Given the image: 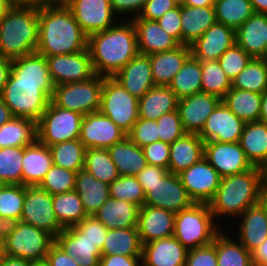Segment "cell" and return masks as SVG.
<instances>
[{
	"mask_svg": "<svg viewBox=\"0 0 267 266\" xmlns=\"http://www.w3.org/2000/svg\"><path fill=\"white\" fill-rule=\"evenodd\" d=\"M46 57L34 52L12 60L7 84L0 95L14 117L38 121L53 94Z\"/></svg>",
	"mask_w": 267,
	"mask_h": 266,
	"instance_id": "obj_1",
	"label": "cell"
},
{
	"mask_svg": "<svg viewBox=\"0 0 267 266\" xmlns=\"http://www.w3.org/2000/svg\"><path fill=\"white\" fill-rule=\"evenodd\" d=\"M87 48L94 73L113 77L139 53L132 20L89 35Z\"/></svg>",
	"mask_w": 267,
	"mask_h": 266,
	"instance_id": "obj_2",
	"label": "cell"
},
{
	"mask_svg": "<svg viewBox=\"0 0 267 266\" xmlns=\"http://www.w3.org/2000/svg\"><path fill=\"white\" fill-rule=\"evenodd\" d=\"M88 36L69 8H39L37 53L47 57L87 49Z\"/></svg>",
	"mask_w": 267,
	"mask_h": 266,
	"instance_id": "obj_3",
	"label": "cell"
},
{
	"mask_svg": "<svg viewBox=\"0 0 267 266\" xmlns=\"http://www.w3.org/2000/svg\"><path fill=\"white\" fill-rule=\"evenodd\" d=\"M261 172L253 167L240 174L221 177L220 185L208 203L214 218L239 217L247 208L260 202Z\"/></svg>",
	"mask_w": 267,
	"mask_h": 266,
	"instance_id": "obj_4",
	"label": "cell"
},
{
	"mask_svg": "<svg viewBox=\"0 0 267 266\" xmlns=\"http://www.w3.org/2000/svg\"><path fill=\"white\" fill-rule=\"evenodd\" d=\"M39 8L13 6L0 21V54L11 60L37 51Z\"/></svg>",
	"mask_w": 267,
	"mask_h": 266,
	"instance_id": "obj_5",
	"label": "cell"
},
{
	"mask_svg": "<svg viewBox=\"0 0 267 266\" xmlns=\"http://www.w3.org/2000/svg\"><path fill=\"white\" fill-rule=\"evenodd\" d=\"M210 207L205 203H193L176 213L173 236L187 249L211 244L221 232Z\"/></svg>",
	"mask_w": 267,
	"mask_h": 266,
	"instance_id": "obj_6",
	"label": "cell"
},
{
	"mask_svg": "<svg viewBox=\"0 0 267 266\" xmlns=\"http://www.w3.org/2000/svg\"><path fill=\"white\" fill-rule=\"evenodd\" d=\"M103 84L104 76L95 74L85 81L56 85L50 101L84 116L99 111Z\"/></svg>",
	"mask_w": 267,
	"mask_h": 266,
	"instance_id": "obj_7",
	"label": "cell"
},
{
	"mask_svg": "<svg viewBox=\"0 0 267 266\" xmlns=\"http://www.w3.org/2000/svg\"><path fill=\"white\" fill-rule=\"evenodd\" d=\"M138 101L113 77L104 76L99 111L126 134L139 119Z\"/></svg>",
	"mask_w": 267,
	"mask_h": 266,
	"instance_id": "obj_8",
	"label": "cell"
},
{
	"mask_svg": "<svg viewBox=\"0 0 267 266\" xmlns=\"http://www.w3.org/2000/svg\"><path fill=\"white\" fill-rule=\"evenodd\" d=\"M83 115L55 106L51 101L37 121V140L46 146L79 139Z\"/></svg>",
	"mask_w": 267,
	"mask_h": 266,
	"instance_id": "obj_9",
	"label": "cell"
},
{
	"mask_svg": "<svg viewBox=\"0 0 267 266\" xmlns=\"http://www.w3.org/2000/svg\"><path fill=\"white\" fill-rule=\"evenodd\" d=\"M53 243L54 237L50 233L20 221L4 240V254L30 262L43 261Z\"/></svg>",
	"mask_w": 267,
	"mask_h": 266,
	"instance_id": "obj_10",
	"label": "cell"
},
{
	"mask_svg": "<svg viewBox=\"0 0 267 266\" xmlns=\"http://www.w3.org/2000/svg\"><path fill=\"white\" fill-rule=\"evenodd\" d=\"M21 222L50 233L54 238L64 229L53 210V195L39 186H25Z\"/></svg>",
	"mask_w": 267,
	"mask_h": 266,
	"instance_id": "obj_11",
	"label": "cell"
},
{
	"mask_svg": "<svg viewBox=\"0 0 267 266\" xmlns=\"http://www.w3.org/2000/svg\"><path fill=\"white\" fill-rule=\"evenodd\" d=\"M141 186L145 192L144 205L178 213L194 203L177 174L168 172L155 184Z\"/></svg>",
	"mask_w": 267,
	"mask_h": 266,
	"instance_id": "obj_12",
	"label": "cell"
},
{
	"mask_svg": "<svg viewBox=\"0 0 267 266\" xmlns=\"http://www.w3.org/2000/svg\"><path fill=\"white\" fill-rule=\"evenodd\" d=\"M46 60L54 86L85 81L95 75L88 48L73 54L47 56Z\"/></svg>",
	"mask_w": 267,
	"mask_h": 266,
	"instance_id": "obj_13",
	"label": "cell"
},
{
	"mask_svg": "<svg viewBox=\"0 0 267 266\" xmlns=\"http://www.w3.org/2000/svg\"><path fill=\"white\" fill-rule=\"evenodd\" d=\"M178 175L194 203L208 204L214 197L221 181L219 173L204 157Z\"/></svg>",
	"mask_w": 267,
	"mask_h": 266,
	"instance_id": "obj_14",
	"label": "cell"
},
{
	"mask_svg": "<svg viewBox=\"0 0 267 266\" xmlns=\"http://www.w3.org/2000/svg\"><path fill=\"white\" fill-rule=\"evenodd\" d=\"M204 158L221 177L240 174L254 167L239 142H205Z\"/></svg>",
	"mask_w": 267,
	"mask_h": 266,
	"instance_id": "obj_15",
	"label": "cell"
},
{
	"mask_svg": "<svg viewBox=\"0 0 267 266\" xmlns=\"http://www.w3.org/2000/svg\"><path fill=\"white\" fill-rule=\"evenodd\" d=\"M127 134L100 111L83 116L79 140L85 148L108 149Z\"/></svg>",
	"mask_w": 267,
	"mask_h": 266,
	"instance_id": "obj_16",
	"label": "cell"
},
{
	"mask_svg": "<svg viewBox=\"0 0 267 266\" xmlns=\"http://www.w3.org/2000/svg\"><path fill=\"white\" fill-rule=\"evenodd\" d=\"M74 19L87 35L104 31L117 23L109 0H73L69 7Z\"/></svg>",
	"mask_w": 267,
	"mask_h": 266,
	"instance_id": "obj_17",
	"label": "cell"
},
{
	"mask_svg": "<svg viewBox=\"0 0 267 266\" xmlns=\"http://www.w3.org/2000/svg\"><path fill=\"white\" fill-rule=\"evenodd\" d=\"M245 124L221 101L198 135L204 142H239Z\"/></svg>",
	"mask_w": 267,
	"mask_h": 266,
	"instance_id": "obj_18",
	"label": "cell"
},
{
	"mask_svg": "<svg viewBox=\"0 0 267 266\" xmlns=\"http://www.w3.org/2000/svg\"><path fill=\"white\" fill-rule=\"evenodd\" d=\"M221 101L220 97L204 92L179 99L177 110L185 131L198 134Z\"/></svg>",
	"mask_w": 267,
	"mask_h": 266,
	"instance_id": "obj_19",
	"label": "cell"
},
{
	"mask_svg": "<svg viewBox=\"0 0 267 266\" xmlns=\"http://www.w3.org/2000/svg\"><path fill=\"white\" fill-rule=\"evenodd\" d=\"M236 43V30L216 22L190 45L191 55L199 61L218 60Z\"/></svg>",
	"mask_w": 267,
	"mask_h": 266,
	"instance_id": "obj_20",
	"label": "cell"
},
{
	"mask_svg": "<svg viewBox=\"0 0 267 266\" xmlns=\"http://www.w3.org/2000/svg\"><path fill=\"white\" fill-rule=\"evenodd\" d=\"M176 213L143 205L138 213V233L142 245L157 239L172 237L174 234Z\"/></svg>",
	"mask_w": 267,
	"mask_h": 266,
	"instance_id": "obj_21",
	"label": "cell"
},
{
	"mask_svg": "<svg viewBox=\"0 0 267 266\" xmlns=\"http://www.w3.org/2000/svg\"><path fill=\"white\" fill-rule=\"evenodd\" d=\"M188 250L174 237L144 244L141 266H185Z\"/></svg>",
	"mask_w": 267,
	"mask_h": 266,
	"instance_id": "obj_22",
	"label": "cell"
},
{
	"mask_svg": "<svg viewBox=\"0 0 267 266\" xmlns=\"http://www.w3.org/2000/svg\"><path fill=\"white\" fill-rule=\"evenodd\" d=\"M113 78L131 95L141 98L155 85L149 55L138 53Z\"/></svg>",
	"mask_w": 267,
	"mask_h": 266,
	"instance_id": "obj_23",
	"label": "cell"
},
{
	"mask_svg": "<svg viewBox=\"0 0 267 266\" xmlns=\"http://www.w3.org/2000/svg\"><path fill=\"white\" fill-rule=\"evenodd\" d=\"M131 20L135 26L140 54L150 55L170 51L181 45L173 36L162 29L157 21L146 20L140 16Z\"/></svg>",
	"mask_w": 267,
	"mask_h": 266,
	"instance_id": "obj_24",
	"label": "cell"
},
{
	"mask_svg": "<svg viewBox=\"0 0 267 266\" xmlns=\"http://www.w3.org/2000/svg\"><path fill=\"white\" fill-rule=\"evenodd\" d=\"M54 242L67 255L77 259L80 266H99L101 250L75 226L63 229Z\"/></svg>",
	"mask_w": 267,
	"mask_h": 266,
	"instance_id": "obj_25",
	"label": "cell"
},
{
	"mask_svg": "<svg viewBox=\"0 0 267 266\" xmlns=\"http://www.w3.org/2000/svg\"><path fill=\"white\" fill-rule=\"evenodd\" d=\"M236 43L252 58H267V14L250 16L236 30Z\"/></svg>",
	"mask_w": 267,
	"mask_h": 266,
	"instance_id": "obj_26",
	"label": "cell"
},
{
	"mask_svg": "<svg viewBox=\"0 0 267 266\" xmlns=\"http://www.w3.org/2000/svg\"><path fill=\"white\" fill-rule=\"evenodd\" d=\"M239 242L253 253L267 239V209L259 202L247 208L240 216Z\"/></svg>",
	"mask_w": 267,
	"mask_h": 266,
	"instance_id": "obj_27",
	"label": "cell"
},
{
	"mask_svg": "<svg viewBox=\"0 0 267 266\" xmlns=\"http://www.w3.org/2000/svg\"><path fill=\"white\" fill-rule=\"evenodd\" d=\"M204 141L196 133H186L170 144L168 171L180 174L204 157Z\"/></svg>",
	"mask_w": 267,
	"mask_h": 266,
	"instance_id": "obj_28",
	"label": "cell"
},
{
	"mask_svg": "<svg viewBox=\"0 0 267 266\" xmlns=\"http://www.w3.org/2000/svg\"><path fill=\"white\" fill-rule=\"evenodd\" d=\"M52 165V154L48 146L36 140L24 147L22 185L39 186Z\"/></svg>",
	"mask_w": 267,
	"mask_h": 266,
	"instance_id": "obj_29",
	"label": "cell"
},
{
	"mask_svg": "<svg viewBox=\"0 0 267 266\" xmlns=\"http://www.w3.org/2000/svg\"><path fill=\"white\" fill-rule=\"evenodd\" d=\"M190 55V46L183 44L170 51L150 54L154 84L168 86Z\"/></svg>",
	"mask_w": 267,
	"mask_h": 266,
	"instance_id": "obj_30",
	"label": "cell"
},
{
	"mask_svg": "<svg viewBox=\"0 0 267 266\" xmlns=\"http://www.w3.org/2000/svg\"><path fill=\"white\" fill-rule=\"evenodd\" d=\"M139 206L109 197L93 215L108 229L137 227Z\"/></svg>",
	"mask_w": 267,
	"mask_h": 266,
	"instance_id": "obj_31",
	"label": "cell"
},
{
	"mask_svg": "<svg viewBox=\"0 0 267 266\" xmlns=\"http://www.w3.org/2000/svg\"><path fill=\"white\" fill-rule=\"evenodd\" d=\"M216 22L214 6H181L182 44L190 46Z\"/></svg>",
	"mask_w": 267,
	"mask_h": 266,
	"instance_id": "obj_32",
	"label": "cell"
},
{
	"mask_svg": "<svg viewBox=\"0 0 267 266\" xmlns=\"http://www.w3.org/2000/svg\"><path fill=\"white\" fill-rule=\"evenodd\" d=\"M74 190L80 196L87 216H93L110 197L109 184L97 180L84 169L76 173Z\"/></svg>",
	"mask_w": 267,
	"mask_h": 266,
	"instance_id": "obj_33",
	"label": "cell"
},
{
	"mask_svg": "<svg viewBox=\"0 0 267 266\" xmlns=\"http://www.w3.org/2000/svg\"><path fill=\"white\" fill-rule=\"evenodd\" d=\"M178 100L169 86L154 85L139 98V118L157 120L163 114L177 110Z\"/></svg>",
	"mask_w": 267,
	"mask_h": 266,
	"instance_id": "obj_34",
	"label": "cell"
},
{
	"mask_svg": "<svg viewBox=\"0 0 267 266\" xmlns=\"http://www.w3.org/2000/svg\"><path fill=\"white\" fill-rule=\"evenodd\" d=\"M120 176H136L148 164L143 149L127 136L108 148Z\"/></svg>",
	"mask_w": 267,
	"mask_h": 266,
	"instance_id": "obj_35",
	"label": "cell"
},
{
	"mask_svg": "<svg viewBox=\"0 0 267 266\" xmlns=\"http://www.w3.org/2000/svg\"><path fill=\"white\" fill-rule=\"evenodd\" d=\"M239 144L250 163L260 167L267 160V125L261 121L247 122Z\"/></svg>",
	"mask_w": 267,
	"mask_h": 266,
	"instance_id": "obj_36",
	"label": "cell"
},
{
	"mask_svg": "<svg viewBox=\"0 0 267 266\" xmlns=\"http://www.w3.org/2000/svg\"><path fill=\"white\" fill-rule=\"evenodd\" d=\"M142 247L137 227L108 229L101 254L141 256Z\"/></svg>",
	"mask_w": 267,
	"mask_h": 266,
	"instance_id": "obj_37",
	"label": "cell"
},
{
	"mask_svg": "<svg viewBox=\"0 0 267 266\" xmlns=\"http://www.w3.org/2000/svg\"><path fill=\"white\" fill-rule=\"evenodd\" d=\"M37 140V122L30 118L13 117L0 127V149L26 147Z\"/></svg>",
	"mask_w": 267,
	"mask_h": 266,
	"instance_id": "obj_38",
	"label": "cell"
},
{
	"mask_svg": "<svg viewBox=\"0 0 267 266\" xmlns=\"http://www.w3.org/2000/svg\"><path fill=\"white\" fill-rule=\"evenodd\" d=\"M222 101L245 123L259 121L262 94L231 88Z\"/></svg>",
	"mask_w": 267,
	"mask_h": 266,
	"instance_id": "obj_39",
	"label": "cell"
},
{
	"mask_svg": "<svg viewBox=\"0 0 267 266\" xmlns=\"http://www.w3.org/2000/svg\"><path fill=\"white\" fill-rule=\"evenodd\" d=\"M201 61L190 55L174 76L169 88L178 99L201 92Z\"/></svg>",
	"mask_w": 267,
	"mask_h": 266,
	"instance_id": "obj_40",
	"label": "cell"
},
{
	"mask_svg": "<svg viewBox=\"0 0 267 266\" xmlns=\"http://www.w3.org/2000/svg\"><path fill=\"white\" fill-rule=\"evenodd\" d=\"M53 210L64 229L76 226L87 217L80 196L75 190L53 195Z\"/></svg>",
	"mask_w": 267,
	"mask_h": 266,
	"instance_id": "obj_41",
	"label": "cell"
},
{
	"mask_svg": "<svg viewBox=\"0 0 267 266\" xmlns=\"http://www.w3.org/2000/svg\"><path fill=\"white\" fill-rule=\"evenodd\" d=\"M216 254L217 266H254L252 253L223 231L216 236Z\"/></svg>",
	"mask_w": 267,
	"mask_h": 266,
	"instance_id": "obj_42",
	"label": "cell"
},
{
	"mask_svg": "<svg viewBox=\"0 0 267 266\" xmlns=\"http://www.w3.org/2000/svg\"><path fill=\"white\" fill-rule=\"evenodd\" d=\"M232 88L262 94L267 90V58H252L231 81Z\"/></svg>",
	"mask_w": 267,
	"mask_h": 266,
	"instance_id": "obj_43",
	"label": "cell"
},
{
	"mask_svg": "<svg viewBox=\"0 0 267 266\" xmlns=\"http://www.w3.org/2000/svg\"><path fill=\"white\" fill-rule=\"evenodd\" d=\"M216 21L237 30L255 12L250 0H215Z\"/></svg>",
	"mask_w": 267,
	"mask_h": 266,
	"instance_id": "obj_44",
	"label": "cell"
},
{
	"mask_svg": "<svg viewBox=\"0 0 267 266\" xmlns=\"http://www.w3.org/2000/svg\"><path fill=\"white\" fill-rule=\"evenodd\" d=\"M49 149L54 165L74 172L83 169L86 148L79 139L60 142Z\"/></svg>",
	"mask_w": 267,
	"mask_h": 266,
	"instance_id": "obj_45",
	"label": "cell"
},
{
	"mask_svg": "<svg viewBox=\"0 0 267 266\" xmlns=\"http://www.w3.org/2000/svg\"><path fill=\"white\" fill-rule=\"evenodd\" d=\"M83 169L107 184L120 176L108 149L86 148Z\"/></svg>",
	"mask_w": 267,
	"mask_h": 266,
	"instance_id": "obj_46",
	"label": "cell"
},
{
	"mask_svg": "<svg viewBox=\"0 0 267 266\" xmlns=\"http://www.w3.org/2000/svg\"><path fill=\"white\" fill-rule=\"evenodd\" d=\"M201 69V92L213 94L222 99L232 88V84L219 61H201Z\"/></svg>",
	"mask_w": 267,
	"mask_h": 266,
	"instance_id": "obj_47",
	"label": "cell"
},
{
	"mask_svg": "<svg viewBox=\"0 0 267 266\" xmlns=\"http://www.w3.org/2000/svg\"><path fill=\"white\" fill-rule=\"evenodd\" d=\"M24 147L0 149V179L5 184H22Z\"/></svg>",
	"mask_w": 267,
	"mask_h": 266,
	"instance_id": "obj_48",
	"label": "cell"
},
{
	"mask_svg": "<svg viewBox=\"0 0 267 266\" xmlns=\"http://www.w3.org/2000/svg\"><path fill=\"white\" fill-rule=\"evenodd\" d=\"M110 197L130 201L139 207L145 202V192L136 176H119L109 184Z\"/></svg>",
	"mask_w": 267,
	"mask_h": 266,
	"instance_id": "obj_49",
	"label": "cell"
},
{
	"mask_svg": "<svg viewBox=\"0 0 267 266\" xmlns=\"http://www.w3.org/2000/svg\"><path fill=\"white\" fill-rule=\"evenodd\" d=\"M76 173L53 164L39 184V187L51 195L73 191Z\"/></svg>",
	"mask_w": 267,
	"mask_h": 266,
	"instance_id": "obj_50",
	"label": "cell"
},
{
	"mask_svg": "<svg viewBox=\"0 0 267 266\" xmlns=\"http://www.w3.org/2000/svg\"><path fill=\"white\" fill-rule=\"evenodd\" d=\"M24 198V185L6 184L0 191V217H10L20 220Z\"/></svg>",
	"mask_w": 267,
	"mask_h": 266,
	"instance_id": "obj_51",
	"label": "cell"
},
{
	"mask_svg": "<svg viewBox=\"0 0 267 266\" xmlns=\"http://www.w3.org/2000/svg\"><path fill=\"white\" fill-rule=\"evenodd\" d=\"M251 59L252 57L235 43L220 56L218 61L226 76L232 81Z\"/></svg>",
	"mask_w": 267,
	"mask_h": 266,
	"instance_id": "obj_52",
	"label": "cell"
},
{
	"mask_svg": "<svg viewBox=\"0 0 267 266\" xmlns=\"http://www.w3.org/2000/svg\"><path fill=\"white\" fill-rule=\"evenodd\" d=\"M156 121L159 140L162 142L172 144L187 133L182 125L178 110L163 114Z\"/></svg>",
	"mask_w": 267,
	"mask_h": 266,
	"instance_id": "obj_53",
	"label": "cell"
},
{
	"mask_svg": "<svg viewBox=\"0 0 267 266\" xmlns=\"http://www.w3.org/2000/svg\"><path fill=\"white\" fill-rule=\"evenodd\" d=\"M127 137L141 148L159 140L158 124L153 119H138Z\"/></svg>",
	"mask_w": 267,
	"mask_h": 266,
	"instance_id": "obj_54",
	"label": "cell"
},
{
	"mask_svg": "<svg viewBox=\"0 0 267 266\" xmlns=\"http://www.w3.org/2000/svg\"><path fill=\"white\" fill-rule=\"evenodd\" d=\"M87 239L93 242L100 250L106 239L108 228L94 216H87L75 226Z\"/></svg>",
	"mask_w": 267,
	"mask_h": 266,
	"instance_id": "obj_55",
	"label": "cell"
},
{
	"mask_svg": "<svg viewBox=\"0 0 267 266\" xmlns=\"http://www.w3.org/2000/svg\"><path fill=\"white\" fill-rule=\"evenodd\" d=\"M185 266H217L216 237L209 245L188 250Z\"/></svg>",
	"mask_w": 267,
	"mask_h": 266,
	"instance_id": "obj_56",
	"label": "cell"
},
{
	"mask_svg": "<svg viewBox=\"0 0 267 266\" xmlns=\"http://www.w3.org/2000/svg\"><path fill=\"white\" fill-rule=\"evenodd\" d=\"M147 164L168 170L170 144L160 140L142 147Z\"/></svg>",
	"mask_w": 267,
	"mask_h": 266,
	"instance_id": "obj_57",
	"label": "cell"
},
{
	"mask_svg": "<svg viewBox=\"0 0 267 266\" xmlns=\"http://www.w3.org/2000/svg\"><path fill=\"white\" fill-rule=\"evenodd\" d=\"M157 22L169 35L173 36L180 44H182L181 31V7L167 11Z\"/></svg>",
	"mask_w": 267,
	"mask_h": 266,
	"instance_id": "obj_58",
	"label": "cell"
},
{
	"mask_svg": "<svg viewBox=\"0 0 267 266\" xmlns=\"http://www.w3.org/2000/svg\"><path fill=\"white\" fill-rule=\"evenodd\" d=\"M175 7L172 0H148L139 16L146 20L157 21Z\"/></svg>",
	"mask_w": 267,
	"mask_h": 266,
	"instance_id": "obj_59",
	"label": "cell"
},
{
	"mask_svg": "<svg viewBox=\"0 0 267 266\" xmlns=\"http://www.w3.org/2000/svg\"><path fill=\"white\" fill-rule=\"evenodd\" d=\"M115 15L130 14V19L139 16L148 0H109ZM134 15V16H132Z\"/></svg>",
	"mask_w": 267,
	"mask_h": 266,
	"instance_id": "obj_60",
	"label": "cell"
},
{
	"mask_svg": "<svg viewBox=\"0 0 267 266\" xmlns=\"http://www.w3.org/2000/svg\"><path fill=\"white\" fill-rule=\"evenodd\" d=\"M45 261L48 266H80L77 259L67 255L55 242L50 246Z\"/></svg>",
	"mask_w": 267,
	"mask_h": 266,
	"instance_id": "obj_61",
	"label": "cell"
},
{
	"mask_svg": "<svg viewBox=\"0 0 267 266\" xmlns=\"http://www.w3.org/2000/svg\"><path fill=\"white\" fill-rule=\"evenodd\" d=\"M169 171L160 166L147 165L136 177L141 185H153Z\"/></svg>",
	"mask_w": 267,
	"mask_h": 266,
	"instance_id": "obj_62",
	"label": "cell"
},
{
	"mask_svg": "<svg viewBox=\"0 0 267 266\" xmlns=\"http://www.w3.org/2000/svg\"><path fill=\"white\" fill-rule=\"evenodd\" d=\"M99 266H141V256L102 255Z\"/></svg>",
	"mask_w": 267,
	"mask_h": 266,
	"instance_id": "obj_63",
	"label": "cell"
},
{
	"mask_svg": "<svg viewBox=\"0 0 267 266\" xmlns=\"http://www.w3.org/2000/svg\"><path fill=\"white\" fill-rule=\"evenodd\" d=\"M20 220L10 217H0V238L4 241L18 226Z\"/></svg>",
	"mask_w": 267,
	"mask_h": 266,
	"instance_id": "obj_64",
	"label": "cell"
},
{
	"mask_svg": "<svg viewBox=\"0 0 267 266\" xmlns=\"http://www.w3.org/2000/svg\"><path fill=\"white\" fill-rule=\"evenodd\" d=\"M12 69V60L0 54V95L7 84Z\"/></svg>",
	"mask_w": 267,
	"mask_h": 266,
	"instance_id": "obj_65",
	"label": "cell"
},
{
	"mask_svg": "<svg viewBox=\"0 0 267 266\" xmlns=\"http://www.w3.org/2000/svg\"><path fill=\"white\" fill-rule=\"evenodd\" d=\"M253 265H267V239L252 253Z\"/></svg>",
	"mask_w": 267,
	"mask_h": 266,
	"instance_id": "obj_66",
	"label": "cell"
},
{
	"mask_svg": "<svg viewBox=\"0 0 267 266\" xmlns=\"http://www.w3.org/2000/svg\"><path fill=\"white\" fill-rule=\"evenodd\" d=\"M29 262L21 257H12L4 254L0 259V266H28Z\"/></svg>",
	"mask_w": 267,
	"mask_h": 266,
	"instance_id": "obj_67",
	"label": "cell"
},
{
	"mask_svg": "<svg viewBox=\"0 0 267 266\" xmlns=\"http://www.w3.org/2000/svg\"><path fill=\"white\" fill-rule=\"evenodd\" d=\"M13 6L44 7V0H9Z\"/></svg>",
	"mask_w": 267,
	"mask_h": 266,
	"instance_id": "obj_68",
	"label": "cell"
},
{
	"mask_svg": "<svg viewBox=\"0 0 267 266\" xmlns=\"http://www.w3.org/2000/svg\"><path fill=\"white\" fill-rule=\"evenodd\" d=\"M10 108L0 98V127L13 118Z\"/></svg>",
	"mask_w": 267,
	"mask_h": 266,
	"instance_id": "obj_69",
	"label": "cell"
},
{
	"mask_svg": "<svg viewBox=\"0 0 267 266\" xmlns=\"http://www.w3.org/2000/svg\"><path fill=\"white\" fill-rule=\"evenodd\" d=\"M73 0H44L45 8H69Z\"/></svg>",
	"mask_w": 267,
	"mask_h": 266,
	"instance_id": "obj_70",
	"label": "cell"
},
{
	"mask_svg": "<svg viewBox=\"0 0 267 266\" xmlns=\"http://www.w3.org/2000/svg\"><path fill=\"white\" fill-rule=\"evenodd\" d=\"M255 13L267 14V0H250Z\"/></svg>",
	"mask_w": 267,
	"mask_h": 266,
	"instance_id": "obj_71",
	"label": "cell"
},
{
	"mask_svg": "<svg viewBox=\"0 0 267 266\" xmlns=\"http://www.w3.org/2000/svg\"><path fill=\"white\" fill-rule=\"evenodd\" d=\"M259 121L267 125V90L262 93Z\"/></svg>",
	"mask_w": 267,
	"mask_h": 266,
	"instance_id": "obj_72",
	"label": "cell"
},
{
	"mask_svg": "<svg viewBox=\"0 0 267 266\" xmlns=\"http://www.w3.org/2000/svg\"><path fill=\"white\" fill-rule=\"evenodd\" d=\"M215 0H186V6L191 7H210L214 6Z\"/></svg>",
	"mask_w": 267,
	"mask_h": 266,
	"instance_id": "obj_73",
	"label": "cell"
},
{
	"mask_svg": "<svg viewBox=\"0 0 267 266\" xmlns=\"http://www.w3.org/2000/svg\"><path fill=\"white\" fill-rule=\"evenodd\" d=\"M12 7L13 5L9 0H0V21L6 16Z\"/></svg>",
	"mask_w": 267,
	"mask_h": 266,
	"instance_id": "obj_74",
	"label": "cell"
},
{
	"mask_svg": "<svg viewBox=\"0 0 267 266\" xmlns=\"http://www.w3.org/2000/svg\"><path fill=\"white\" fill-rule=\"evenodd\" d=\"M260 202L267 209V183H261V194H260Z\"/></svg>",
	"mask_w": 267,
	"mask_h": 266,
	"instance_id": "obj_75",
	"label": "cell"
},
{
	"mask_svg": "<svg viewBox=\"0 0 267 266\" xmlns=\"http://www.w3.org/2000/svg\"><path fill=\"white\" fill-rule=\"evenodd\" d=\"M259 168L261 172L262 183H267V160Z\"/></svg>",
	"mask_w": 267,
	"mask_h": 266,
	"instance_id": "obj_76",
	"label": "cell"
},
{
	"mask_svg": "<svg viewBox=\"0 0 267 266\" xmlns=\"http://www.w3.org/2000/svg\"><path fill=\"white\" fill-rule=\"evenodd\" d=\"M28 266H48L45 260L29 262Z\"/></svg>",
	"mask_w": 267,
	"mask_h": 266,
	"instance_id": "obj_77",
	"label": "cell"
},
{
	"mask_svg": "<svg viewBox=\"0 0 267 266\" xmlns=\"http://www.w3.org/2000/svg\"><path fill=\"white\" fill-rule=\"evenodd\" d=\"M173 3L176 5V6H184L186 4V0H172Z\"/></svg>",
	"mask_w": 267,
	"mask_h": 266,
	"instance_id": "obj_78",
	"label": "cell"
},
{
	"mask_svg": "<svg viewBox=\"0 0 267 266\" xmlns=\"http://www.w3.org/2000/svg\"><path fill=\"white\" fill-rule=\"evenodd\" d=\"M4 256V241L0 238V259Z\"/></svg>",
	"mask_w": 267,
	"mask_h": 266,
	"instance_id": "obj_79",
	"label": "cell"
},
{
	"mask_svg": "<svg viewBox=\"0 0 267 266\" xmlns=\"http://www.w3.org/2000/svg\"><path fill=\"white\" fill-rule=\"evenodd\" d=\"M6 184L0 179V191L4 188Z\"/></svg>",
	"mask_w": 267,
	"mask_h": 266,
	"instance_id": "obj_80",
	"label": "cell"
}]
</instances>
